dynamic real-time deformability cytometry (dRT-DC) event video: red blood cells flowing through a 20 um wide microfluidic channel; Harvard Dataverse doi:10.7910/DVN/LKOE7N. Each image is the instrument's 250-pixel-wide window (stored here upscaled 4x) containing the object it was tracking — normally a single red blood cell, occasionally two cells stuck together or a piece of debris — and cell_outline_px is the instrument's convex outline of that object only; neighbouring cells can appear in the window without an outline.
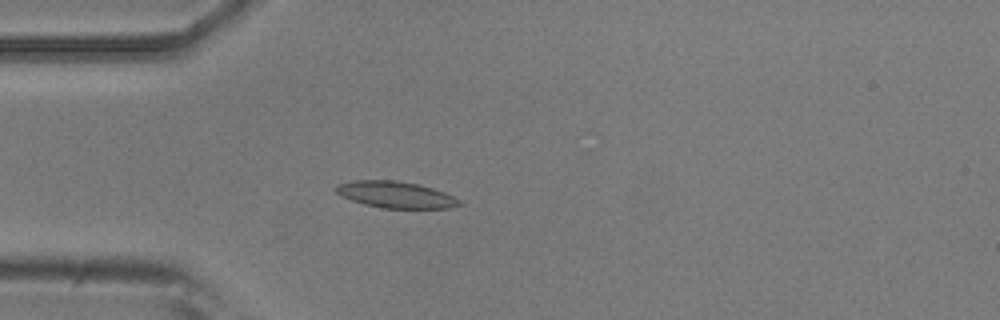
{"species": "common noctule bat (a hibernating species)", "species_latin": "Nyctalus noctula", "temperature_condition": "room temperature", "stored_images_in_passage": 39, "camera_frame_rate_fps": 3000, "um_per_image_px": 0.085, "animal": {"sex": "male", "body_mass_g": 20.5, "forearm_length_mm": 52.5}, "frame": {"image": 1, "passage_image": 1, "time_ms": 0.0, "image_size_px": [1000, 320], "cell_outline_px": [[464, 204], [448, 208], [380, 208], [364, 204], [340, 196], [336, 192], [336, 184], [356, 180], [396, 180], [416, 184], [432, 188], [444, 192], [460, 200]], "centroid_in_image_um": [33.62, 16.55], "position_along_channel_um": 51.4, "area_um2": 19.02}}
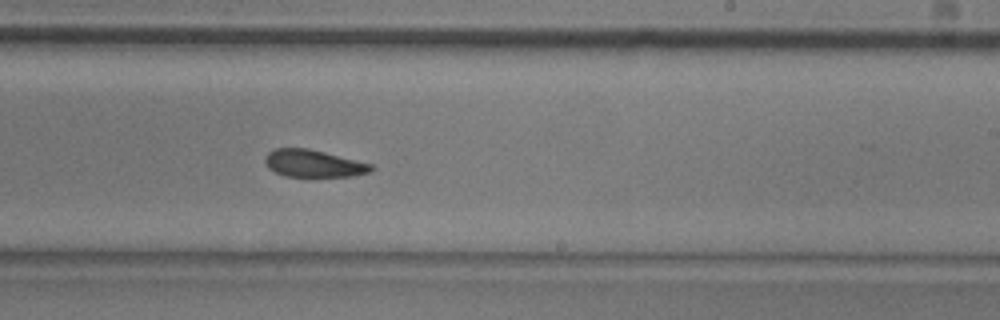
{"frame": {"image": 2, "passage_image": 18, "time_ms": 5.667, "image_size_px": [1000, 320], "cell_outline_px": [[376, 168], [368, 172], [352, 176], [284, 176], [268, 168], [264, 160], [264, 156], [268, 152], [276, 148], [308, 148], [372, 164]], "centroid_in_image_um": [26.62, 13.89], "position_along_channel_um": 262.4, "area_um2": 16.76}}
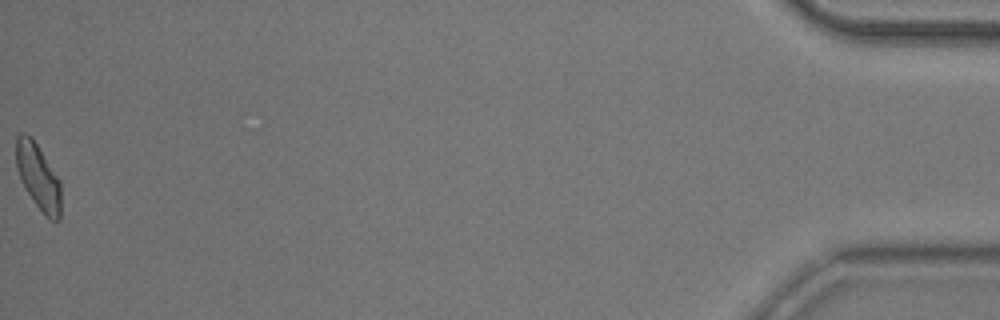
{"frame": {"image": 3, "passage_image": 39, "time_ms": 12.667, "image_size_px": [1000, 320], "cell_outline_px": [[60, 220], [52, 220], [36, 204], [24, 188], [16, 168], [16, 136], [20, 132], [24, 132], [32, 136], [60, 180]], "centroid_in_image_um": [3.22, 14.95], "position_along_channel_um": 432.0, "area_um2": 17.11}, "authors_computed_cell_mechanics": {"area_um2": 17.5712, "velocity_mm_per_s": 3.8709, "shape_relaxation_time_tau1_ms": 4.4185, "shape_relaxation_time_tau2_ms": 4.7643, "deformation_change_tau1": 0.0966, "deformation_change_tau2": 0.1208}}